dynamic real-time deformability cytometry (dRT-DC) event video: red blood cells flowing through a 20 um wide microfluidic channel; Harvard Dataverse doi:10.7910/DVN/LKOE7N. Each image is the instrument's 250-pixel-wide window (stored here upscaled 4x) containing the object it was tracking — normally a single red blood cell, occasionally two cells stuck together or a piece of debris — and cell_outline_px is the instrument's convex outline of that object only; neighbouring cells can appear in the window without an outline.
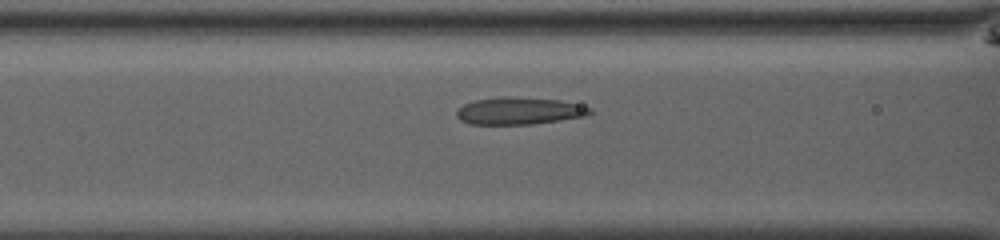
{"species": "common noctule bat (a hibernating species)", "species_latin": "Nyctalus noctula", "temperature_condition": "room temperature", "stored_images_in_passage": 51, "camera_frame_rate_fps": 3000, "um_per_image_px": 0.085, "animal": {"sex": "male", "body_mass_g": 13.0, "forearm_length_mm": 53.1}, "frame": {"image": 1, "passage_image": 22, "time_ms": 7.0, "image_size_px": [1000, 240], "cell_outline_px": [[592, 112], [584, 116], [560, 120], [532, 124], [472, 124], [460, 120], [456, 116], [456, 112], [464, 104], [476, 100], [504, 96], [512, 96], [560, 100], [592, 108]], "centroid_in_image_um": [44.12, 9.42], "position_along_channel_um": 122.5, "area_um2": 20.98}}
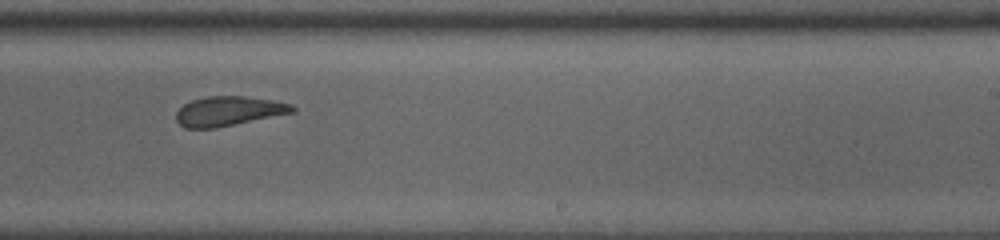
{"frame": {"image": 2, "passage_image": 33, "time_ms": 10.667, "image_size_px": [1000, 240], "cell_outline_px": [[296, 112], [216, 128], [184, 128], [176, 120], [176, 112], [184, 104], [192, 100], [208, 96], [244, 96], [272, 100], [292, 104], [296, 108]], "centroid_in_image_um": [19.45, 9.45], "position_along_channel_um": 269.6, "area_um2": 20.06}}
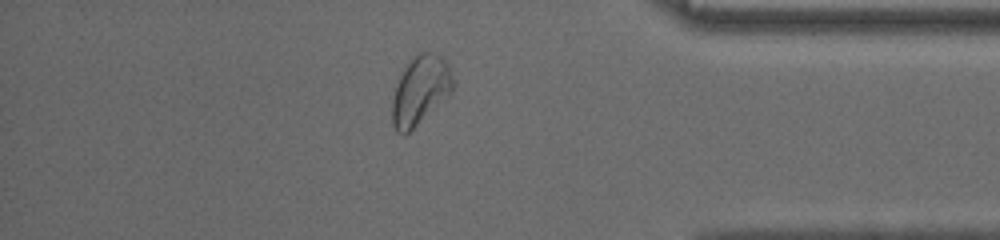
{"frame": {"image": 3, "passage_image": 44, "time_ms": 14.333, "image_size_px": [1000, 240], "cell_outline_px": [[452, 92], [448, 96], [404, 136], [396, 132], [392, 124], [392, 100], [400, 76], [404, 68], [412, 56], [420, 52], [428, 52], [444, 56], [448, 64], [452, 76]], "centroid_in_image_um": [35.71, 7.66], "position_along_channel_um": 399.5, "area_um2": 24.16}}